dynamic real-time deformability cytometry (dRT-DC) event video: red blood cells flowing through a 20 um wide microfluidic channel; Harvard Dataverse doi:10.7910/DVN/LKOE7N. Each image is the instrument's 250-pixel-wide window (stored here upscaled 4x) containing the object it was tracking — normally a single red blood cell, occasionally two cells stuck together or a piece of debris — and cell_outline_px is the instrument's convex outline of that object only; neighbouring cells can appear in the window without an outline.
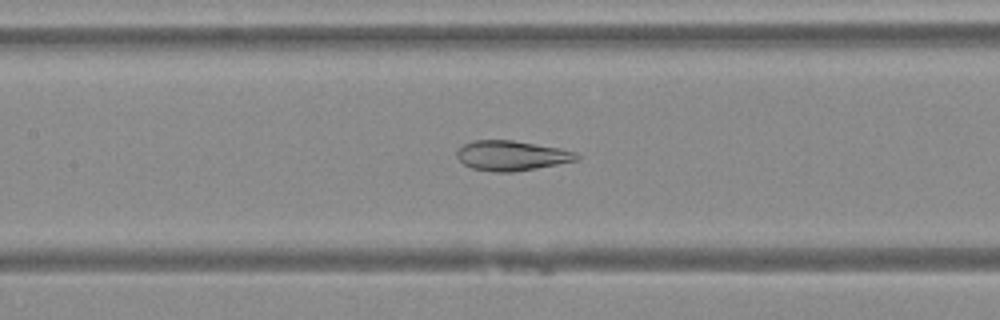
{"species": "Egyptian fruit bat (a non-hibernating species)", "species_latin": "Rousettus aegyptiacus", "temperature_condition": "warm", "stored_images_in_passage": 48, "camera_frame_rate_fps": 3000, "um_per_image_px": 0.085, "animal": {"sex": "female"}, "frame": {"image": 1, "passage_image": 22, "time_ms": 7.0, "image_size_px": [1000, 320], "cell_outline_px": [[580, 156], [576, 160], [536, 168], [512, 172], [492, 172], [472, 168], [464, 164], [456, 156], [456, 152], [464, 144], [472, 140], [512, 140], [556, 148], [576, 152]], "centroid_in_image_um": [43.43, 13.23], "position_along_channel_um": 164.0, "area_um2": 20.58}}
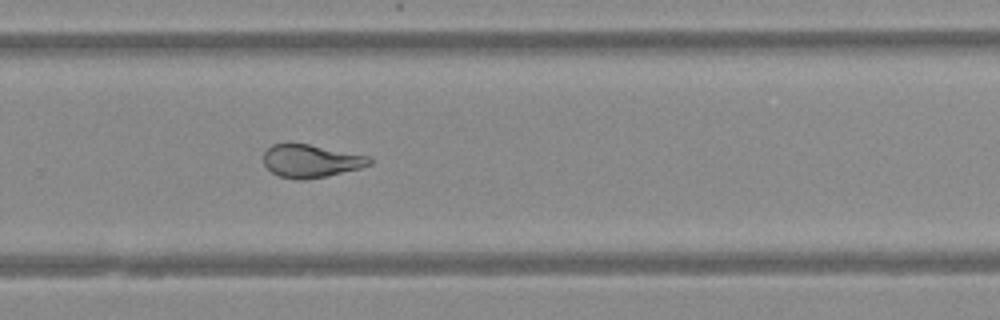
{"frame": {"image": 2, "passage_image": 32, "time_ms": 10.333, "image_size_px": [1000, 320], "cell_outline_px": [[372, 164], [360, 168], [324, 176], [300, 180], [296, 180], [280, 176], [272, 172], [264, 164], [264, 152], [272, 144], [308, 144], [368, 156], [372, 160]], "centroid_in_image_um": [26.42, 13.68], "position_along_channel_um": 303.4, "area_um2": 19.94}}
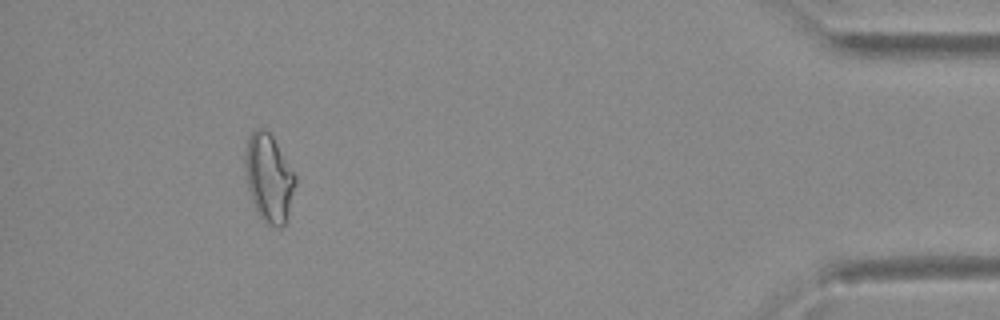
{"frame": {"image": 3, "passage_image": 44, "time_ms": 14.333, "image_size_px": [1000, 320], "cell_outline_px": [[296, 184], [288, 212], [284, 224], [280, 228], [276, 228], [264, 224], [252, 200], [248, 188], [244, 164], [244, 156], [248, 136], [256, 128], [264, 128], [272, 136], [296, 176]], "centroid_in_image_um": [22.84, 15.13], "position_along_channel_um": 412.4, "area_um2": 25.61}}